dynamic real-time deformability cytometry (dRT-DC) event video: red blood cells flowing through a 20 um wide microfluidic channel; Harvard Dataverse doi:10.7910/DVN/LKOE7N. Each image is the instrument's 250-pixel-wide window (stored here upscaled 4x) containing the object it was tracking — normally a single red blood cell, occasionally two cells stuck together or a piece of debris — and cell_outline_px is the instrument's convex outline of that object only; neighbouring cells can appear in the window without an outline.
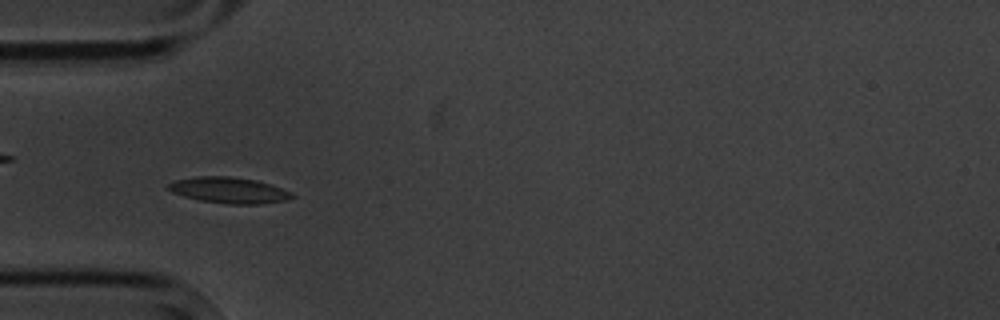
{"species": "common noctule bat (a hibernating species)", "species_latin": "Nyctalus noctula", "temperature_condition": "cold", "stored_images_in_passage": 4, "camera_frame_rate_fps": 3000, "um_per_image_px": 0.085, "animal": {"sex": "male", "body_mass_g": 20.1, "forearm_length_mm": 53.5}, "frame": {"image": 1, "passage_image": 3, "time_ms": 3.333, "image_size_px": [1000, 320], "cell_outline_px": [[296, 196], [284, 200], [260, 204], [228, 204], [200, 200], [184, 196], [172, 192], [168, 188], [168, 184], [172, 180], [196, 176], [228, 176], [256, 180], [292, 192]], "centroid_in_image_um": [19.43, 16.16], "position_along_channel_um": 65.6, "area_um2": 18.61}}
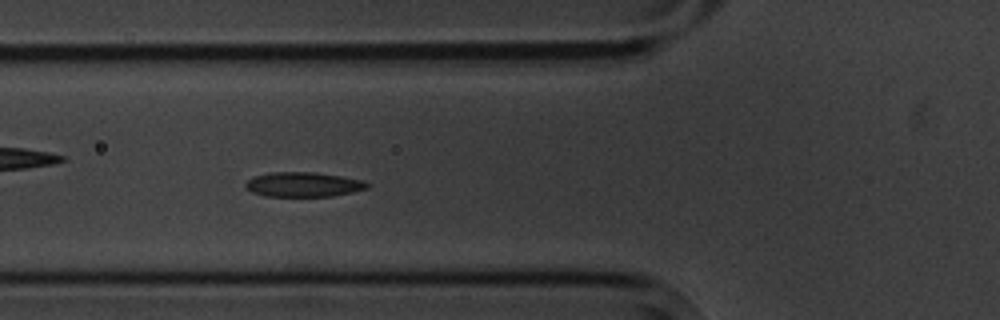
{"frame": {"image": 2, "passage_image": 4, "time_ms": 4.333, "image_size_px": [1000, 320], "cell_outline_px": [[372, 184], [368, 188], [352, 192], [332, 196], [264, 196], [252, 192], [244, 188], [244, 184], [248, 180], [256, 176], [272, 172], [316, 172], [340, 176], [360, 180]], "centroid_in_image_um": [25.77, 15.68], "position_along_channel_um": 100.0, "area_um2": 17.46}}